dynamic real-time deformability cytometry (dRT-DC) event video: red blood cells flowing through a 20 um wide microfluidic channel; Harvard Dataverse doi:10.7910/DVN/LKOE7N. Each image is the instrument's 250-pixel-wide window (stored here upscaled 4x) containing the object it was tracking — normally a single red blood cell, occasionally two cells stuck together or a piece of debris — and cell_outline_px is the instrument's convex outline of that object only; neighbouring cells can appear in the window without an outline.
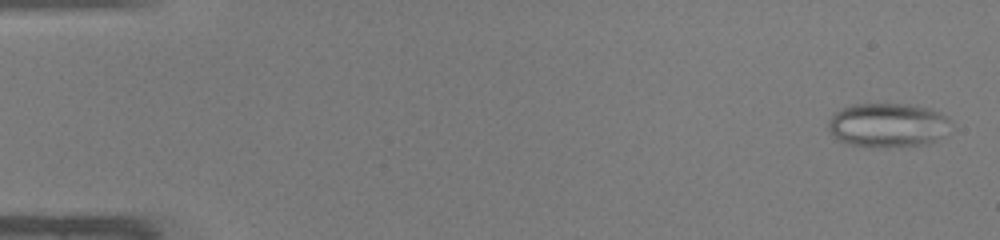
{"species": "common noctule bat (a hibernating species)", "species_latin": "Nyctalus noctula", "temperature_condition": "warm", "stored_images_in_passage": 47, "camera_frame_rate_fps": 3000, "um_per_image_px": 0.085, "animal": {"sex": "male", "body_mass_g": 19.0, "forearm_length_mm": 50.8}, "frame": {"image": 1, "passage_image": 2, "time_ms": 0.333, "image_size_px": [1000, 240], "cell_outline_px": [[952, 120], [944, 136], [928, 144], [844, 144], [832, 136], [828, 128], [828, 124], [832, 116], [836, 112], [844, 108], [856, 104], [908, 104], [928, 108], [948, 116]], "centroid_in_image_um": [75.49, 10.59], "position_along_channel_um": 9.5, "area_um2": 30.63}}
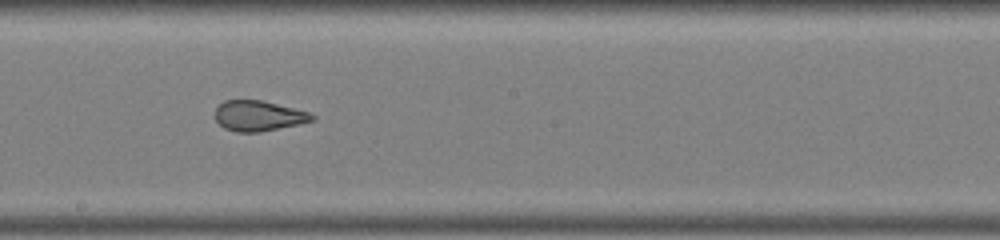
{"frame": {"image": 2, "passage_image": 27, "time_ms": 8.667, "image_size_px": [1000, 240], "cell_outline_px": [[316, 120], [260, 132], [236, 132], [224, 128], [216, 120], [216, 108], [224, 100], [260, 100], [308, 112], [316, 116]], "centroid_in_image_um": [21.97, 9.85], "position_along_channel_um": 226.2, "area_um2": 16.94}}
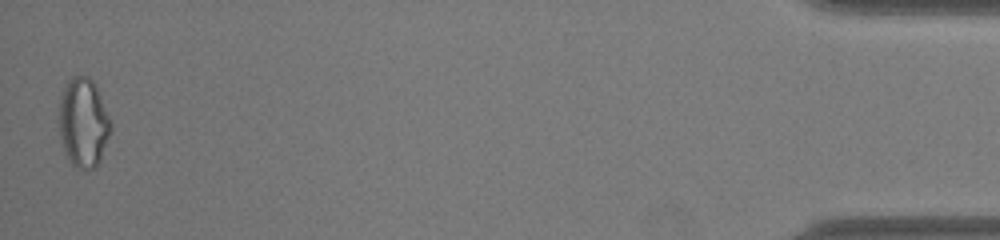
{"frame": {"image": 3, "passage_image": 47, "time_ms": 15.333, "image_size_px": [1000, 240], "cell_outline_px": [[112, 128], [100, 160], [96, 168], [80, 168], [72, 164], [60, 140], [60, 96], [68, 80], [72, 76], [88, 76], [96, 84], [112, 120]], "centroid_in_image_um": [7.12, 10.39], "position_along_channel_um": 428.1, "area_um2": 26.88}, "authors_computed_cell_mechanics": {"area_um2": 21.964, "velocity_mm_per_s": 4.3201, "shape_relaxation_time_tau1_ms": null, "shape_relaxation_time_tau2_ms": 0.7817, "deformation_change_tau1": null, "deformation_change_tau2": 0.0761}}